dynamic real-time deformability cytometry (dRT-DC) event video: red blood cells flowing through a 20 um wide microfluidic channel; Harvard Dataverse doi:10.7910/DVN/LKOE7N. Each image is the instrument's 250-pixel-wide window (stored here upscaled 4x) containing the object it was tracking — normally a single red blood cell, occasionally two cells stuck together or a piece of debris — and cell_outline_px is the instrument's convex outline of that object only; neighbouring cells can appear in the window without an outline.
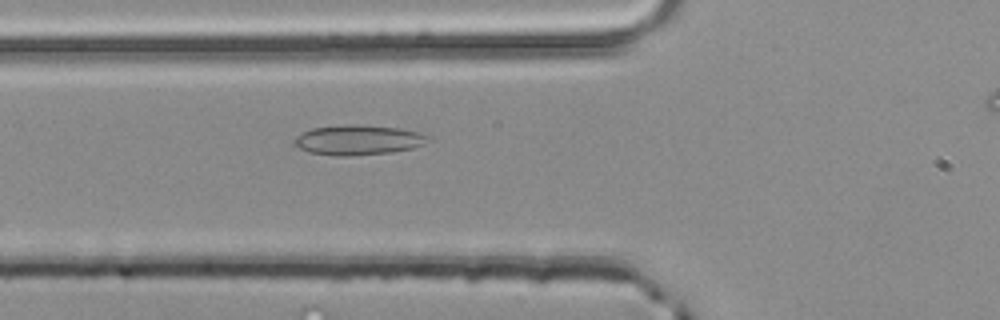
{"species": "common noctule bat (a hibernating species)", "species_latin": "Nyctalus noctula", "temperature_condition": "room temperature", "stored_images_in_passage": 14, "camera_frame_rate_fps": 3000, "um_per_image_px": 0.085, "animal": {"sex": "male", "body_mass_g": 20.4}, "frame": {"image": 1, "passage_image": 10, "time_ms": 3.0, "image_size_px": [1000, 320], "cell_outline_px": [[432, 140], [424, 144], [412, 148], [392, 152], [348, 156], [340, 156], [308, 152], [292, 144], [292, 140], [296, 136], [312, 128], [340, 124], [356, 124], [400, 128], [420, 132], [432, 136]], "centroid_in_image_um": [30.47, 11.88], "position_along_channel_um": 95.3, "area_um2": 23.7}}
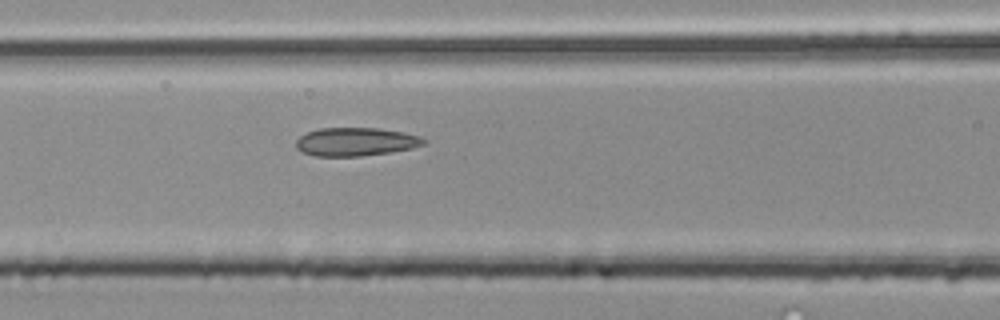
{"frame": {"image": 2, "passage_image": 13, "time_ms": 4.0, "image_size_px": [1000, 320], "cell_outline_px": [[428, 140], [424, 144], [412, 148], [392, 152], [360, 156], [316, 156], [304, 152], [296, 148], [296, 140], [300, 136], [316, 128], [380, 128], [404, 132], [420, 136]], "centroid_in_image_um": [30.26, 12.04], "position_along_channel_um": 136.3, "area_um2": 21.21}}